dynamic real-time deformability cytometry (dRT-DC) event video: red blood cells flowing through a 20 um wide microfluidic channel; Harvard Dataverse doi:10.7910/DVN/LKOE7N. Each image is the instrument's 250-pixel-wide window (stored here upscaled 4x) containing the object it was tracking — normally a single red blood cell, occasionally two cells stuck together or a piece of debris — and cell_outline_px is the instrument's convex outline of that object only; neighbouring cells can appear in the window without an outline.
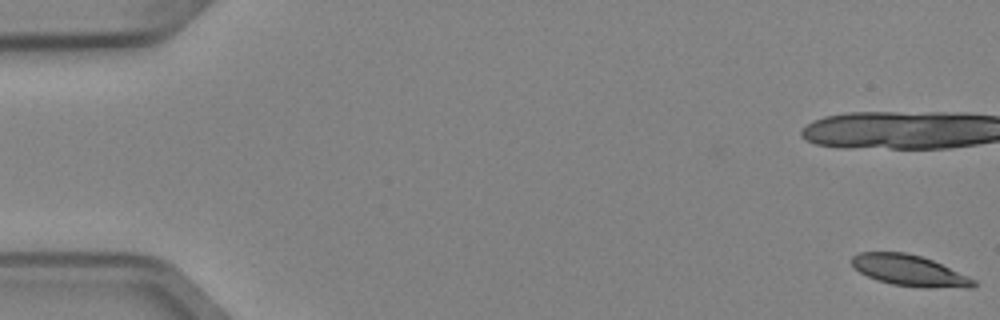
{"species": "Egyptian fruit bat (a non-hibernating species)", "species_latin": "Rousettus aegyptiacus", "temperature_condition": "cold", "stored_images_in_passage": 20, "camera_frame_rate_fps": 3000, "um_per_image_px": 0.085, "animal": {"sex": "female"}, "frame": {"image": 1, "passage_image": 1, "time_ms": 0.0, "image_size_px": [1000, 320], "cell_outline_px": [[976, 284], [972, 288], [924, 288], [892, 284], [876, 280], [860, 272], [852, 264], [852, 256], [860, 252], [904, 252], [920, 256], [932, 260], [968, 276], [976, 280]], "centroid_in_image_um": [77.33, 23.01], "position_along_channel_um": 7.7, "area_um2": 21.96}}